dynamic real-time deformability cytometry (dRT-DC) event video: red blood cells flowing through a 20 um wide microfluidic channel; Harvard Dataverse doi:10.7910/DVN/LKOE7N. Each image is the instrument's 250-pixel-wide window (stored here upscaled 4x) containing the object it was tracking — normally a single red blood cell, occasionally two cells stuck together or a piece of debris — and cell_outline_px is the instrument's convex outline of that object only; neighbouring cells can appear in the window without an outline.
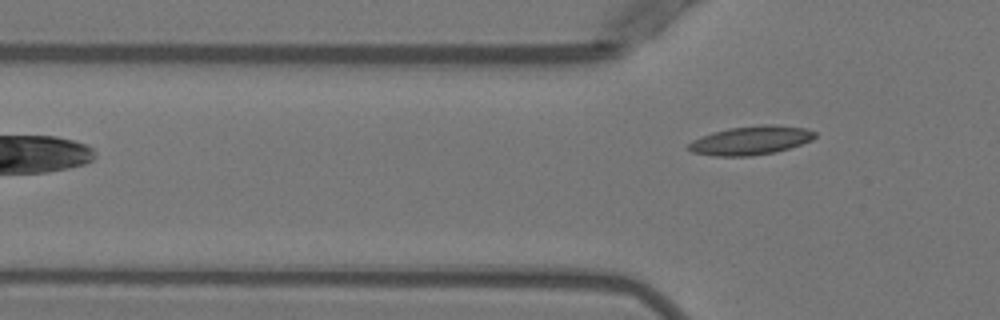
{"species": "Egyptian fruit bat (a non-hibernating species)", "species_latin": "Rousettus aegyptiacus", "temperature_condition": "warm", "stored_images_in_passage": 5, "camera_frame_rate_fps": 3000, "um_per_image_px": 0.085, "animal": {"sex": "female"}, "frame": {"image": 1, "passage_image": 5, "time_ms": 4.667, "image_size_px": [1000, 320], "cell_outline_px": [[816, 136], [812, 140], [776, 152], [752, 156], [712, 156], [692, 152], [688, 148], [688, 144], [692, 140], [700, 136], [712, 132], [728, 128], [760, 124], [776, 124], [804, 128], [816, 132]], "centroid_in_image_um": [63.8, 11.93], "position_along_channel_um": 62.0, "area_um2": 21.39}}